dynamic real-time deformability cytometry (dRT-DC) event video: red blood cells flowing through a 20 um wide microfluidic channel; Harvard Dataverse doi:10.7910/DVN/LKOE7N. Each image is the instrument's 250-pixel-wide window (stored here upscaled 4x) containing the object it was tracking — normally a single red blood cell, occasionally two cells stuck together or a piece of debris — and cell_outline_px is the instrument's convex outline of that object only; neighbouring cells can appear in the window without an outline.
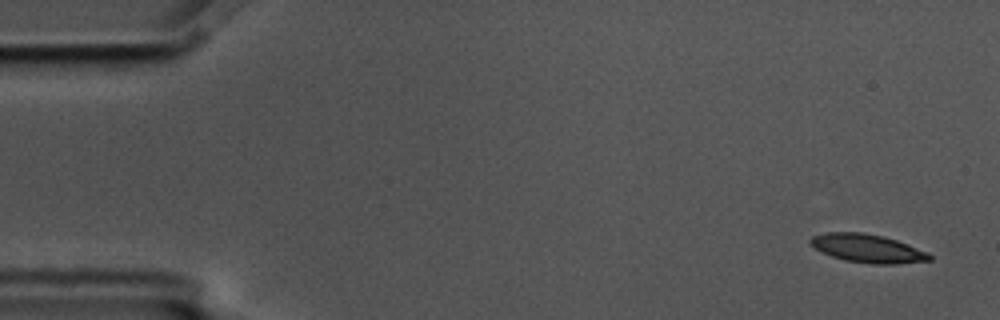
{"species": "common noctule bat (a hibernating species)", "species_latin": "Nyctalus noctula", "temperature_condition": "cold", "stored_images_in_passage": 9, "camera_frame_rate_fps": 3000, "um_per_image_px": 0.085, "animal": {"sex": "male", "body_mass_g": 17.5, "forearm_length_mm": 52.3}, "frame": {"image": 1, "passage_image": 1, "time_ms": 0.0, "image_size_px": [1000, 320], "cell_outline_px": [[932, 260], [896, 264], [872, 264], [844, 260], [820, 252], [808, 244], [808, 240], [812, 236], [828, 232], [864, 232], [884, 236], [908, 244], [928, 252], [932, 256]], "centroid_in_image_um": [73.72, 21.11], "position_along_channel_um": 11.3, "area_um2": 19.94}}
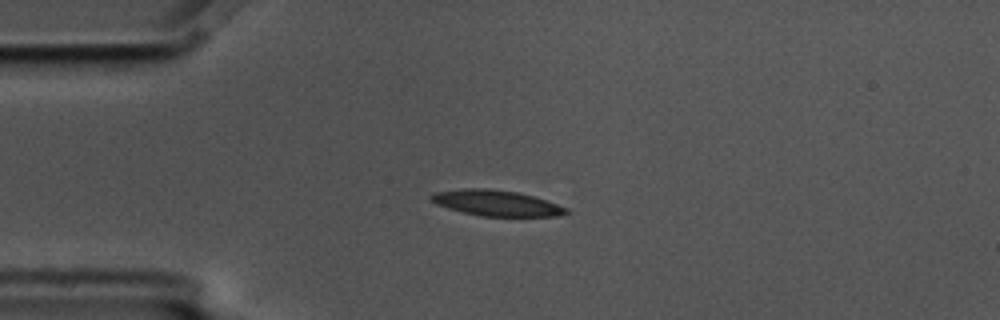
{"frame": {"image": 2, "passage_image": 4, "time_ms": 1.0, "image_size_px": [1000, 320], "cell_outline_px": [[568, 212], [560, 216], [480, 216], [448, 208], [436, 204], [428, 200], [428, 196], [436, 192], [464, 188], [488, 188], [520, 192], [568, 208]], "centroid_in_image_um": [42.15, 17.25], "position_along_channel_um": 42.9, "area_um2": 20.23}}